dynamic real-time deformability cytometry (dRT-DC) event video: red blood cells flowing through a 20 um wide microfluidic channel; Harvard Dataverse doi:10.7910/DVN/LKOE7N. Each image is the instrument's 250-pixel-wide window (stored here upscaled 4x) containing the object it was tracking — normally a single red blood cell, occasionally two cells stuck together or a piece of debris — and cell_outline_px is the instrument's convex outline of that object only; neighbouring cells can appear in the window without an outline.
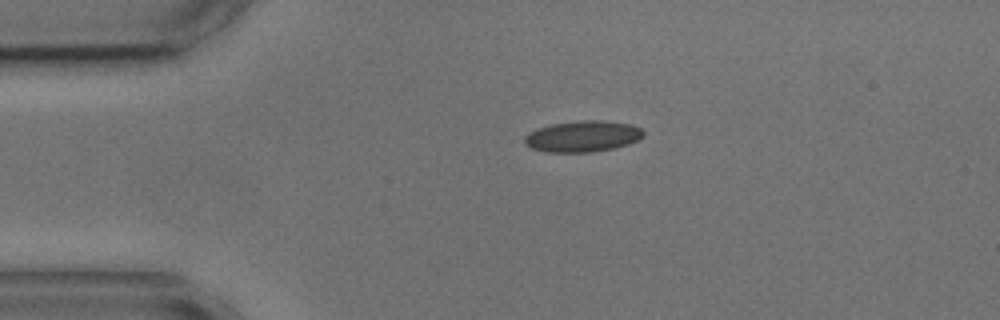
{"species": "common noctule bat (a hibernating species)", "species_latin": "Nyctalus noctula", "temperature_condition": "cold", "stored_images_in_passage": 3, "camera_frame_rate_fps": 3000, "um_per_image_px": 0.085, "animal": {"sex": "male", "body_mass_g": 17.9, "forearm_length_mm": 54.2}, "frame": {"image": 1, "passage_image": 1, "time_ms": 0.0, "image_size_px": [1000, 320], "cell_outline_px": [[644, 136], [628, 144], [616, 148], [592, 152], [548, 152], [532, 148], [524, 144], [524, 136], [528, 132], [536, 128], [552, 124], [584, 120], [604, 120], [632, 124], [640, 128], [644, 132]], "centroid_in_image_um": [49.52, 11.58], "position_along_channel_um": 35.5, "area_um2": 21.73}}